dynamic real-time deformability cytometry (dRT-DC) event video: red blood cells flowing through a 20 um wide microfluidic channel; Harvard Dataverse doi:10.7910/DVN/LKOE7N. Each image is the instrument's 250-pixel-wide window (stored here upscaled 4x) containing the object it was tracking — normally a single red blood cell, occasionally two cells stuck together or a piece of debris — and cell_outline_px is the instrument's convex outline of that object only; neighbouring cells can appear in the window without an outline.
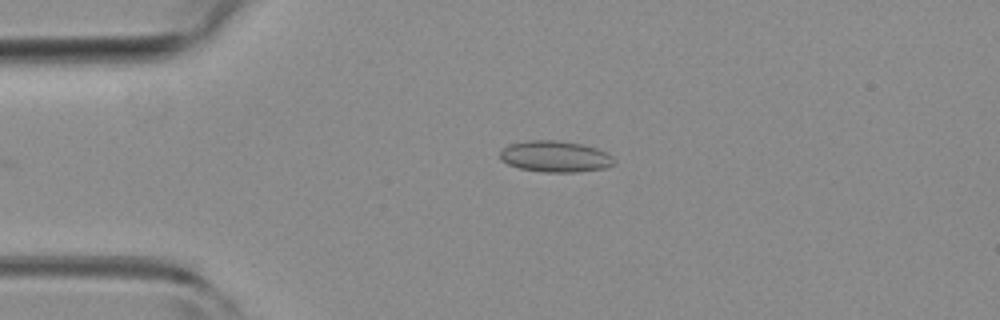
{"species": "common noctule bat (a hibernating species)", "species_latin": "Nyctalus noctula", "temperature_condition": "room temperature", "stored_images_in_passage": 20, "camera_frame_rate_fps": 3000, "um_per_image_px": 0.085, "animal": {"sex": "female", "body_mass_g": 19.3, "forearm_length_mm": 54.1}, "frame": {"image": 1, "passage_image": 1, "time_ms": 0.0, "image_size_px": [1000, 320], "cell_outline_px": [[616, 164], [604, 168], [576, 172], [544, 172], [520, 168], [508, 164], [500, 160], [500, 152], [508, 144], [528, 140], [556, 140], [580, 144], [596, 148], [608, 152], [616, 160]], "centroid_in_image_um": [47.21, 13.3], "position_along_channel_um": 37.8, "area_um2": 20.87}}
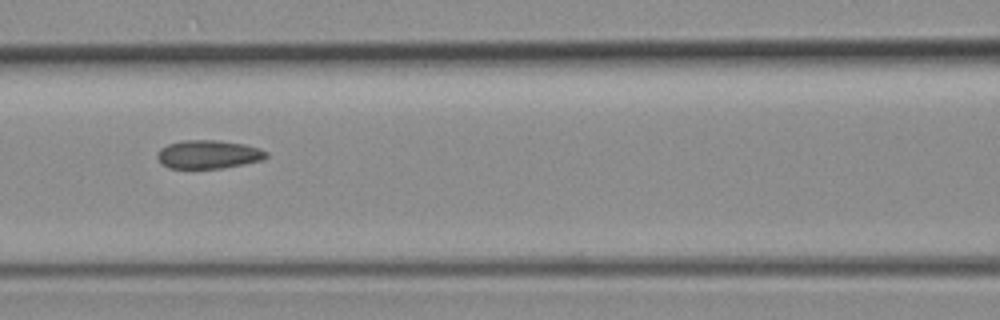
{"frame": {"image": 2, "passage_image": 12, "time_ms": 3.667, "image_size_px": [1000, 320], "cell_outline_px": [[268, 156], [264, 160], [224, 168], [168, 168], [160, 164], [156, 156], [160, 148], [168, 144], [184, 140], [216, 140], [244, 144], [260, 148], [268, 152]], "centroid_in_image_um": [17.72, 13.13], "position_along_channel_um": 148.9, "area_um2": 18.26}}
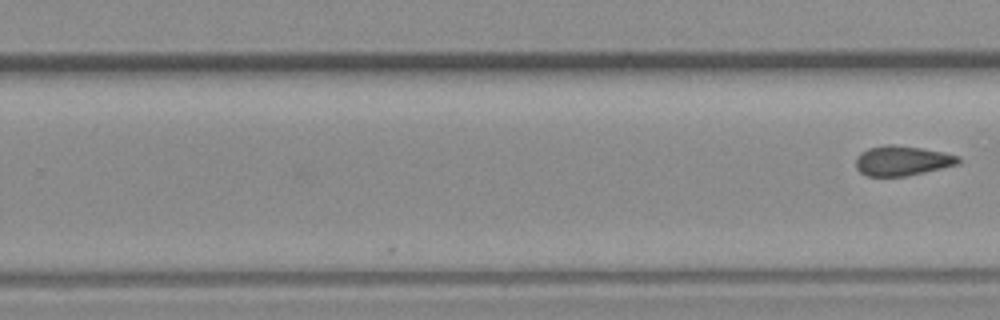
{"frame": {"image": 3, "passage_image": 20, "time_ms": 6.333, "image_size_px": [1000, 320], "cell_outline_px": [[960, 164], [924, 172], [904, 176], [868, 176], [860, 172], [856, 168], [856, 156], [860, 152], [868, 148], [884, 144], [892, 144], [920, 148], [944, 152], [960, 156]], "centroid_in_image_um": [76.67, 13.65], "position_along_channel_um": 253.1, "area_um2": 17.92}}